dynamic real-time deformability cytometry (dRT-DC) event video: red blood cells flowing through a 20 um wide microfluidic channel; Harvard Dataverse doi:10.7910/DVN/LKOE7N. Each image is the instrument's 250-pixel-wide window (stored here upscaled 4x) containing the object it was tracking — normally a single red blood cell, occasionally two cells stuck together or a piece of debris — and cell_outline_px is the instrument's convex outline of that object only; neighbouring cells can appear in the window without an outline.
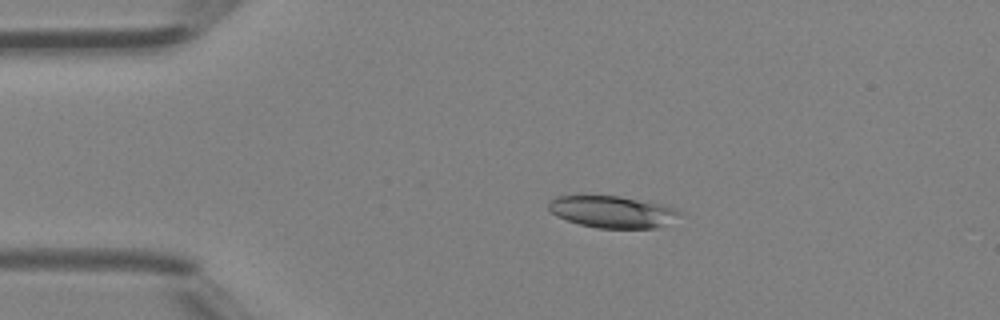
{"species": "Egyptian fruit bat (a non-hibernating species)", "species_latin": "Rousettus aegyptiacus", "temperature_condition": "room temperature", "stored_images_in_passage": 3, "camera_frame_rate_fps": 3000, "um_per_image_px": 0.085, "animal": {"sex": "female"}, "frame": {"image": 1, "passage_image": 2, "time_ms": 0.333, "image_size_px": [1000, 320], "cell_outline_px": [[684, 216], [656, 228], [596, 228], [580, 224], [556, 216], [548, 208], [548, 200], [556, 196], [620, 196], [660, 204], [676, 208], [684, 212]], "centroid_in_image_um": [52.1, 18.0], "position_along_channel_um": 32.9, "area_um2": 24.45}}